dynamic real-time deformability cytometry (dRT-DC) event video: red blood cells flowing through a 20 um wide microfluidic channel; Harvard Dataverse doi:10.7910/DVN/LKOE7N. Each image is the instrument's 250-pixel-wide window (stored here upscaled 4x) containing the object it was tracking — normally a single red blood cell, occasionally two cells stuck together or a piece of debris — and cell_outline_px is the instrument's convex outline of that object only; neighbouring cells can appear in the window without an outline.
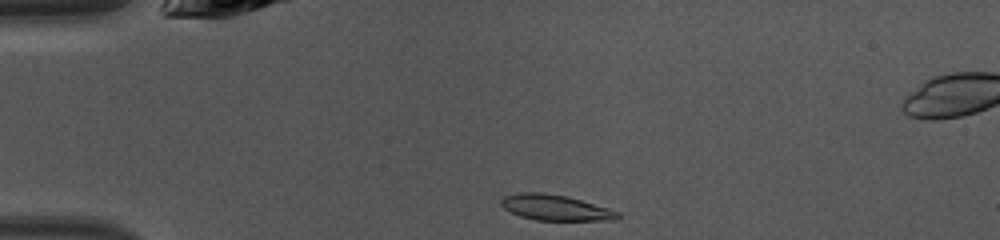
{"species": "common noctule bat (a hibernating species)", "species_latin": "Nyctalus noctula", "temperature_condition": "warm", "stored_images_in_passage": 39, "camera_frame_rate_fps": 3000, "um_per_image_px": 0.085, "animal": {"sex": "female", "body_mass_g": 10.0, "forearm_length_mm": 53.1}, "frame": {"image": 1, "passage_image": 2, "time_ms": 0.333, "image_size_px": [1000, 240], "cell_outline_px": [[620, 216], [616, 220], [536, 220], [520, 216], [504, 208], [500, 204], [500, 200], [504, 196], [520, 192], [540, 192], [568, 196], [608, 208], [620, 212]], "centroid_in_image_um": [47.2, 17.64], "position_along_channel_um": 37.8, "area_um2": 17.4}}
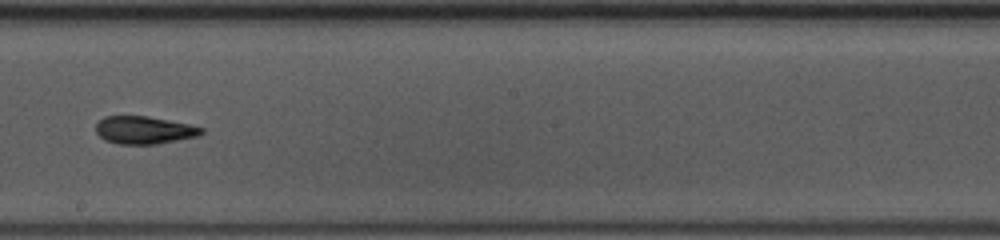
{"frame": {"image": 2, "passage_image": 18, "time_ms": 5.667, "image_size_px": [1000, 240], "cell_outline_px": [[204, 132], [200, 136], [156, 144], [120, 144], [104, 140], [96, 132], [96, 124], [104, 116], [148, 116], [188, 124], [204, 128]], "centroid_in_image_um": [12.26, 11.06], "position_along_channel_um": 235.9, "area_um2": 17.05}}
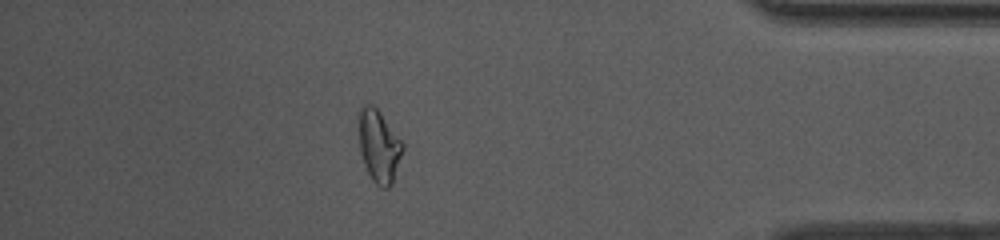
{"frame": {"image": 3, "passage_image": 32, "time_ms": 10.333, "image_size_px": [1000, 240], "cell_outline_px": [[404, 148], [392, 184], [388, 188], [380, 188], [372, 180], [364, 164], [360, 148], [360, 108], [364, 104], [372, 104], [380, 112], [404, 144]], "centroid_in_image_um": [32.23, 12.45], "position_along_channel_um": 403.0, "area_um2": 18.21}}